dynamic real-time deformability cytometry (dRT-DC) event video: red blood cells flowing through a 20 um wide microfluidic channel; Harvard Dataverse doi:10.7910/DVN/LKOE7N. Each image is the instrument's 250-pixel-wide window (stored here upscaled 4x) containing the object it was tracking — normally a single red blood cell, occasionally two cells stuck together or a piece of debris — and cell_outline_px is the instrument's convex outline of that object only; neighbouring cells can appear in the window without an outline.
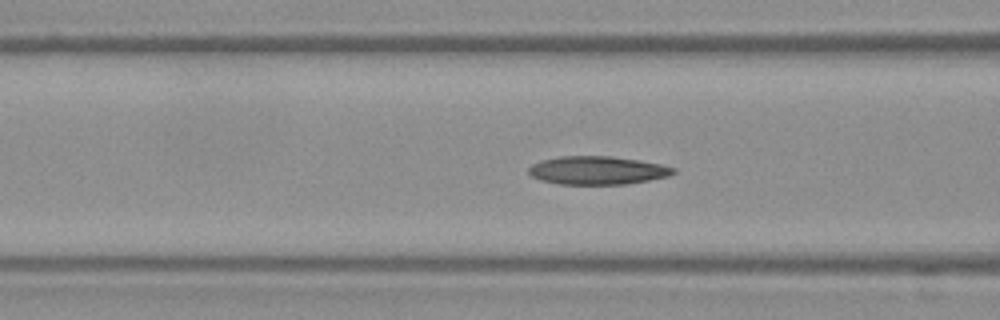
{"species": "Egyptian fruit bat (a non-hibernating species)", "species_latin": "Rousettus aegyptiacus", "temperature_condition": "warm", "stored_images_in_passage": 52, "camera_frame_rate_fps": 3000, "um_per_image_px": 0.085, "frame": {"image": 1, "passage_image": 20, "time_ms": 6.333, "image_size_px": [1000, 320], "cell_outline_px": [[676, 172], [668, 176], [648, 180], [624, 184], [560, 184], [540, 180], [532, 176], [528, 172], [528, 168], [532, 164], [540, 160], [560, 156], [612, 156], [640, 160], [660, 164], [676, 168]], "centroid_in_image_um": [50.76, 14.47], "position_along_channel_um": 115.8, "area_um2": 23.87}}
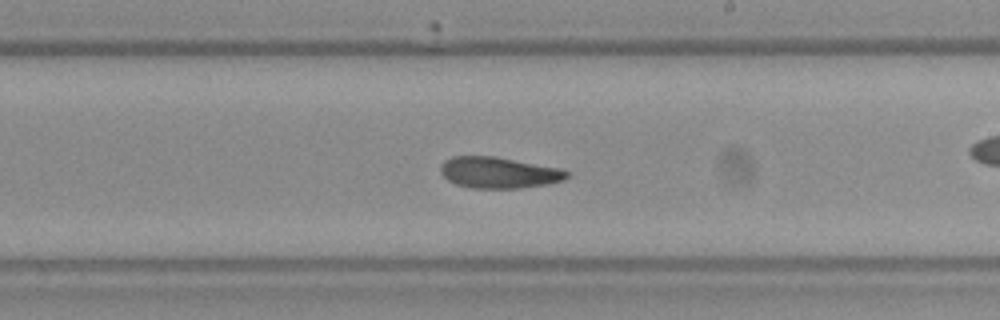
{"frame": {"image": 2, "passage_image": 30, "time_ms": 9.667, "image_size_px": [1000, 320], "cell_outline_px": [[568, 176], [564, 180], [548, 184], [520, 188], [472, 188], [456, 184], [448, 180], [440, 172], [440, 164], [444, 160], [452, 156], [496, 156], [560, 168], [568, 172]], "centroid_in_image_um": [42.38, 14.66], "position_along_channel_um": 246.6, "area_um2": 23.06}}
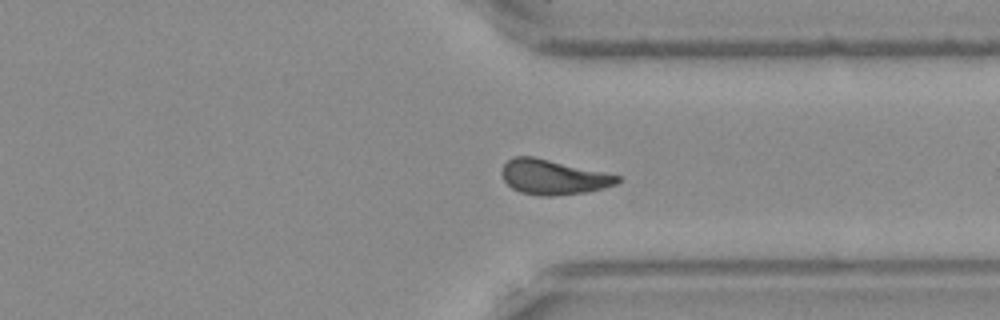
{"frame": {"image": 3, "passage_image": 39, "time_ms": 12.667, "image_size_px": [1000, 320], "cell_outline_px": [[620, 180], [616, 184], [604, 188], [588, 192], [552, 196], [540, 196], [520, 192], [512, 188], [504, 180], [500, 172], [504, 164], [512, 156], [532, 156], [604, 172], [620, 176]], "centroid_in_image_um": [47.0, 15.06], "position_along_channel_um": 364.4, "area_um2": 23.47}, "authors_computed_cell_mechanics": {"area_um2": 23.4957, "velocity_mm_per_s": 3.9278, "shape_relaxation_time_tau1_ms": null, "shape_relaxation_time_tau2_ms": 7.3303, "deformation_change_tau1": null, "deformation_change_tau2": 0.1474}}